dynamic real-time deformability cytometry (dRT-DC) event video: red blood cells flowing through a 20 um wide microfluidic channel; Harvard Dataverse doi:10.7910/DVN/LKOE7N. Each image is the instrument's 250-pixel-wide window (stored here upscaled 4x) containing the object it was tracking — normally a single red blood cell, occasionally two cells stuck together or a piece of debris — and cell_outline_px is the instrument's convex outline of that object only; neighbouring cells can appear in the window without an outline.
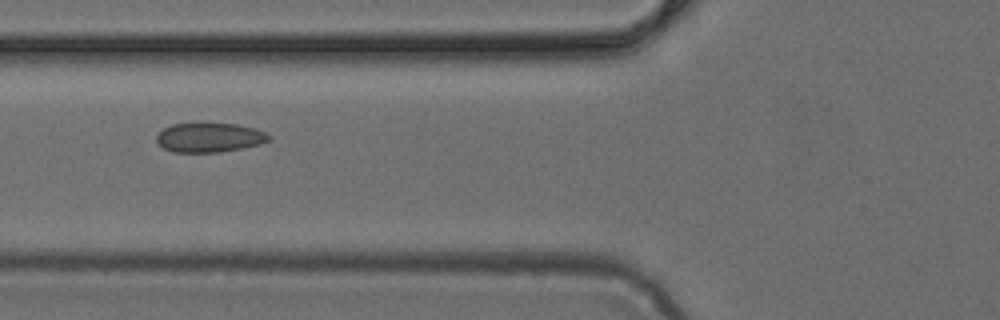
{"species": "common noctule bat (a hibernating species)", "species_latin": "Nyctalus noctula", "temperature_condition": "cold", "stored_images_in_passage": 5, "camera_frame_rate_fps": 3000, "um_per_image_px": 0.085, "animal": {"sex": "female", "body_mass_g": 24.6, "forearm_length_mm": 56.2}, "frame": {"image": 1, "passage_image": 5, "time_ms": 1.333, "image_size_px": [1000, 320], "cell_outline_px": [[272, 136], [268, 140], [260, 144], [244, 148], [220, 152], [172, 152], [164, 148], [156, 140], [156, 136], [164, 128], [172, 124], [236, 124], [256, 128]], "centroid_in_image_um": [17.82, 11.7], "position_along_channel_um": 108.0, "area_um2": 19.07}}